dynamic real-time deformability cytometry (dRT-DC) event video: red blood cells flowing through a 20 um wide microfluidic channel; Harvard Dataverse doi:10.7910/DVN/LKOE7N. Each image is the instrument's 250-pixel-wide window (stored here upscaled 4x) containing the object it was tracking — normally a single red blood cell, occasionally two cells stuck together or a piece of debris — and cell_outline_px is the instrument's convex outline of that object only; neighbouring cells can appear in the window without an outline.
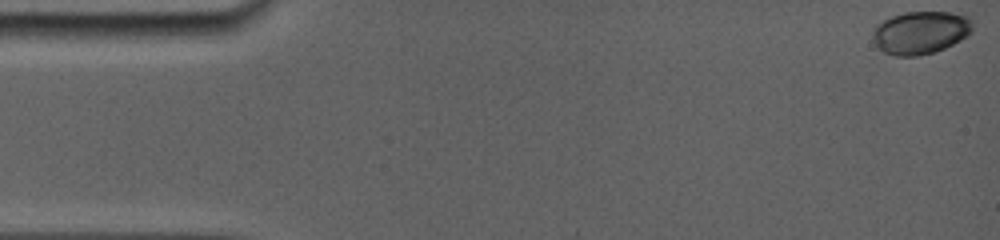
{"species": "common noctule bat (a hibernating species)", "species_latin": "Nyctalus noctula", "temperature_condition": "room temperature", "stored_images_in_passage": 16, "camera_frame_rate_fps": 5000, "um_per_image_px": 0.085, "animal": {"sex": "female", "body_mass_g": 19.0, "forearm_length_mm": 56.7}, "frame": {"image": 1, "passage_image": 1, "time_ms": 0.0, "image_size_px": [1000, 240], "cell_outline_px": [[972, 32], [968, 36], [936, 52], [920, 56], [896, 56], [884, 52], [876, 44], [872, 36], [872, 28], [876, 24], [892, 16], [904, 12], [964, 12], [972, 16]], "centroid_in_image_um": [78.29, 2.74], "position_along_channel_um": 6.7, "area_um2": 25.43}}
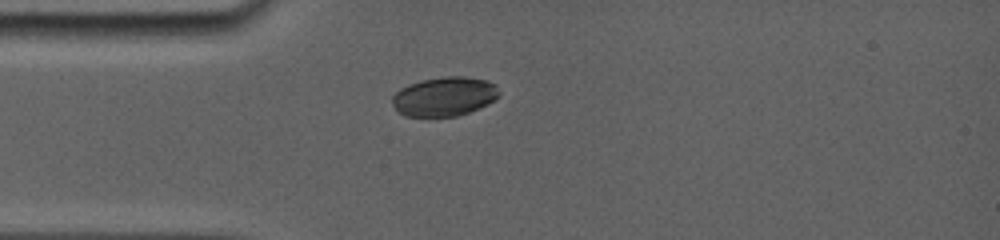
{"frame": {"image": 2, "passage_image": 12, "time_ms": 4.2, "image_size_px": [1000, 240], "cell_outline_px": [[500, 96], [488, 104], [468, 112], [456, 116], [404, 116], [396, 112], [392, 104], [392, 96], [400, 88], [408, 84], [424, 80], [448, 76], [464, 76], [488, 80], [496, 84], [500, 92]], "centroid_in_image_um": [37.77, 8.2], "position_along_channel_um": 47.2, "area_um2": 24.57}}
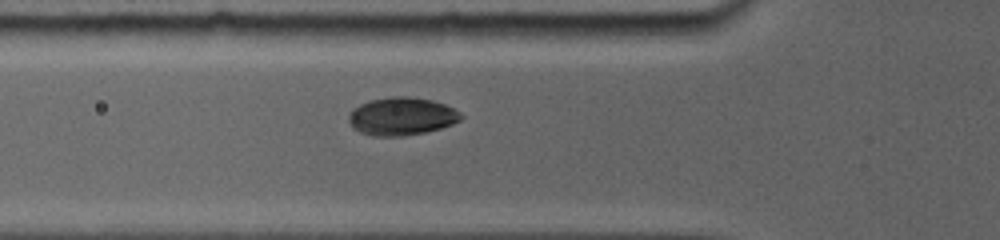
{"frame": {"image": 3, "passage_image": 16, "time_ms": 5.6, "image_size_px": [1000, 240], "cell_outline_px": [[464, 116], [460, 120], [452, 124], [440, 128], [424, 132], [404, 136], [372, 136], [360, 132], [352, 128], [348, 120], [348, 116], [352, 108], [360, 104], [372, 100], [392, 96], [408, 96], [432, 100], [444, 104], [460, 112]], "centroid_in_image_um": [34.11, 9.89], "position_along_channel_um": 91.7, "area_um2": 24.85}}